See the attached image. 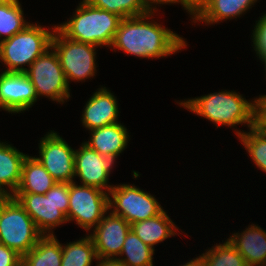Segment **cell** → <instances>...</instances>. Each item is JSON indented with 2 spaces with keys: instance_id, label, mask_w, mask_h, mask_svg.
<instances>
[{
  "instance_id": "2e32d148",
  "label": "cell",
  "mask_w": 266,
  "mask_h": 266,
  "mask_svg": "<svg viewBox=\"0 0 266 266\" xmlns=\"http://www.w3.org/2000/svg\"><path fill=\"white\" fill-rule=\"evenodd\" d=\"M255 2L257 0H204L191 15L195 22H205L209 25L240 17Z\"/></svg>"
},
{
  "instance_id": "3957f363",
  "label": "cell",
  "mask_w": 266,
  "mask_h": 266,
  "mask_svg": "<svg viewBox=\"0 0 266 266\" xmlns=\"http://www.w3.org/2000/svg\"><path fill=\"white\" fill-rule=\"evenodd\" d=\"M178 103L212 121L216 127L239 124H247L249 129L254 127V101H247L240 93L225 90Z\"/></svg>"
},
{
  "instance_id": "9a60e30c",
  "label": "cell",
  "mask_w": 266,
  "mask_h": 266,
  "mask_svg": "<svg viewBox=\"0 0 266 266\" xmlns=\"http://www.w3.org/2000/svg\"><path fill=\"white\" fill-rule=\"evenodd\" d=\"M116 97L106 89L99 88L85 105L82 114L83 126L89 131L101 128L106 125L119 123L118 120V103Z\"/></svg>"
},
{
  "instance_id": "484cf974",
  "label": "cell",
  "mask_w": 266,
  "mask_h": 266,
  "mask_svg": "<svg viewBox=\"0 0 266 266\" xmlns=\"http://www.w3.org/2000/svg\"><path fill=\"white\" fill-rule=\"evenodd\" d=\"M206 266H248L243 256L227 239L201 254Z\"/></svg>"
},
{
  "instance_id": "f546056e",
  "label": "cell",
  "mask_w": 266,
  "mask_h": 266,
  "mask_svg": "<svg viewBox=\"0 0 266 266\" xmlns=\"http://www.w3.org/2000/svg\"><path fill=\"white\" fill-rule=\"evenodd\" d=\"M254 127L266 131V95L254 99Z\"/></svg>"
},
{
  "instance_id": "7402d4cb",
  "label": "cell",
  "mask_w": 266,
  "mask_h": 266,
  "mask_svg": "<svg viewBox=\"0 0 266 266\" xmlns=\"http://www.w3.org/2000/svg\"><path fill=\"white\" fill-rule=\"evenodd\" d=\"M62 244L54 235H42L22 257V266H61Z\"/></svg>"
},
{
  "instance_id": "4fadbf2b",
  "label": "cell",
  "mask_w": 266,
  "mask_h": 266,
  "mask_svg": "<svg viewBox=\"0 0 266 266\" xmlns=\"http://www.w3.org/2000/svg\"><path fill=\"white\" fill-rule=\"evenodd\" d=\"M131 229V224L123 217L110 212L89 234L93 240L98 259L117 258L120 255L125 237Z\"/></svg>"
},
{
  "instance_id": "83f0119b",
  "label": "cell",
  "mask_w": 266,
  "mask_h": 266,
  "mask_svg": "<svg viewBox=\"0 0 266 266\" xmlns=\"http://www.w3.org/2000/svg\"><path fill=\"white\" fill-rule=\"evenodd\" d=\"M90 5L115 13L122 18L140 16L148 11L140 4L139 0H85Z\"/></svg>"
},
{
  "instance_id": "f1b7e54d",
  "label": "cell",
  "mask_w": 266,
  "mask_h": 266,
  "mask_svg": "<svg viewBox=\"0 0 266 266\" xmlns=\"http://www.w3.org/2000/svg\"><path fill=\"white\" fill-rule=\"evenodd\" d=\"M252 42L257 56L266 54V13L256 21Z\"/></svg>"
},
{
  "instance_id": "30bf717a",
  "label": "cell",
  "mask_w": 266,
  "mask_h": 266,
  "mask_svg": "<svg viewBox=\"0 0 266 266\" xmlns=\"http://www.w3.org/2000/svg\"><path fill=\"white\" fill-rule=\"evenodd\" d=\"M109 210L123 217L128 223L153 218L164 209L156 198L134 185L120 184L109 192Z\"/></svg>"
},
{
  "instance_id": "ffe728a7",
  "label": "cell",
  "mask_w": 266,
  "mask_h": 266,
  "mask_svg": "<svg viewBox=\"0 0 266 266\" xmlns=\"http://www.w3.org/2000/svg\"><path fill=\"white\" fill-rule=\"evenodd\" d=\"M57 181L34 156L25 158L22 165L20 184L15 193L45 194Z\"/></svg>"
},
{
  "instance_id": "277c9868",
  "label": "cell",
  "mask_w": 266,
  "mask_h": 266,
  "mask_svg": "<svg viewBox=\"0 0 266 266\" xmlns=\"http://www.w3.org/2000/svg\"><path fill=\"white\" fill-rule=\"evenodd\" d=\"M12 197L29 214L42 235H54L53 228L68 222L69 183L57 182L45 194L14 193Z\"/></svg>"
},
{
  "instance_id": "7c38bea8",
  "label": "cell",
  "mask_w": 266,
  "mask_h": 266,
  "mask_svg": "<svg viewBox=\"0 0 266 266\" xmlns=\"http://www.w3.org/2000/svg\"><path fill=\"white\" fill-rule=\"evenodd\" d=\"M81 145L75 150V176L80 178L82 185L105 189L109 193L113 187L108 185L109 174L117 156H101L85 143Z\"/></svg>"
},
{
  "instance_id": "6da1fadb",
  "label": "cell",
  "mask_w": 266,
  "mask_h": 266,
  "mask_svg": "<svg viewBox=\"0 0 266 266\" xmlns=\"http://www.w3.org/2000/svg\"><path fill=\"white\" fill-rule=\"evenodd\" d=\"M152 14L154 12L123 18L111 47L148 59L167 57L184 49L187 46L186 41L170 29L150 21Z\"/></svg>"
},
{
  "instance_id": "52a82bcc",
  "label": "cell",
  "mask_w": 266,
  "mask_h": 266,
  "mask_svg": "<svg viewBox=\"0 0 266 266\" xmlns=\"http://www.w3.org/2000/svg\"><path fill=\"white\" fill-rule=\"evenodd\" d=\"M51 47L59 58L68 85L69 80L78 82L95 76V50L99 46L70 40L55 28Z\"/></svg>"
},
{
  "instance_id": "ac0fdd59",
  "label": "cell",
  "mask_w": 266,
  "mask_h": 266,
  "mask_svg": "<svg viewBox=\"0 0 266 266\" xmlns=\"http://www.w3.org/2000/svg\"><path fill=\"white\" fill-rule=\"evenodd\" d=\"M129 135L121 123H114L91 130L90 141L84 143L101 156H119L127 147Z\"/></svg>"
},
{
  "instance_id": "8d00e7d4",
  "label": "cell",
  "mask_w": 266,
  "mask_h": 266,
  "mask_svg": "<svg viewBox=\"0 0 266 266\" xmlns=\"http://www.w3.org/2000/svg\"><path fill=\"white\" fill-rule=\"evenodd\" d=\"M8 1H10V0H0V4L6 3Z\"/></svg>"
},
{
  "instance_id": "44dd1931",
  "label": "cell",
  "mask_w": 266,
  "mask_h": 266,
  "mask_svg": "<svg viewBox=\"0 0 266 266\" xmlns=\"http://www.w3.org/2000/svg\"><path fill=\"white\" fill-rule=\"evenodd\" d=\"M131 229L146 245L154 249L155 244L176 235L178 227L163 210L153 218L131 224Z\"/></svg>"
},
{
  "instance_id": "7a4b0ae2",
  "label": "cell",
  "mask_w": 266,
  "mask_h": 266,
  "mask_svg": "<svg viewBox=\"0 0 266 266\" xmlns=\"http://www.w3.org/2000/svg\"><path fill=\"white\" fill-rule=\"evenodd\" d=\"M75 11L70 20L57 25L56 28L70 40L111 47L123 18L107 10L96 8L85 0L79 3Z\"/></svg>"
},
{
  "instance_id": "603a6c76",
  "label": "cell",
  "mask_w": 266,
  "mask_h": 266,
  "mask_svg": "<svg viewBox=\"0 0 266 266\" xmlns=\"http://www.w3.org/2000/svg\"><path fill=\"white\" fill-rule=\"evenodd\" d=\"M154 250L146 245L136 234L130 229L127 233L122 251L119 256L126 255L124 258H116L123 262L126 266H153Z\"/></svg>"
},
{
  "instance_id": "4dcf8cb0",
  "label": "cell",
  "mask_w": 266,
  "mask_h": 266,
  "mask_svg": "<svg viewBox=\"0 0 266 266\" xmlns=\"http://www.w3.org/2000/svg\"><path fill=\"white\" fill-rule=\"evenodd\" d=\"M0 266H22V256L6 245L0 244Z\"/></svg>"
},
{
  "instance_id": "1f68e13d",
  "label": "cell",
  "mask_w": 266,
  "mask_h": 266,
  "mask_svg": "<svg viewBox=\"0 0 266 266\" xmlns=\"http://www.w3.org/2000/svg\"><path fill=\"white\" fill-rule=\"evenodd\" d=\"M139 2L148 12H155L157 4H172L176 3V0H139ZM153 4L156 5L154 6Z\"/></svg>"
},
{
  "instance_id": "ba28073f",
  "label": "cell",
  "mask_w": 266,
  "mask_h": 266,
  "mask_svg": "<svg viewBox=\"0 0 266 266\" xmlns=\"http://www.w3.org/2000/svg\"><path fill=\"white\" fill-rule=\"evenodd\" d=\"M25 74L34 86L37 97L44 95L62 104L70 98L69 85L52 47L35 59Z\"/></svg>"
},
{
  "instance_id": "9c48e42d",
  "label": "cell",
  "mask_w": 266,
  "mask_h": 266,
  "mask_svg": "<svg viewBox=\"0 0 266 266\" xmlns=\"http://www.w3.org/2000/svg\"><path fill=\"white\" fill-rule=\"evenodd\" d=\"M109 209V193L104 190L69 183L67 221L75 220L85 231L96 227Z\"/></svg>"
},
{
  "instance_id": "8992f818",
  "label": "cell",
  "mask_w": 266,
  "mask_h": 266,
  "mask_svg": "<svg viewBox=\"0 0 266 266\" xmlns=\"http://www.w3.org/2000/svg\"><path fill=\"white\" fill-rule=\"evenodd\" d=\"M42 234L25 209L12 196L0 200V244L22 257L38 242Z\"/></svg>"
},
{
  "instance_id": "e0dca14e",
  "label": "cell",
  "mask_w": 266,
  "mask_h": 266,
  "mask_svg": "<svg viewBox=\"0 0 266 266\" xmlns=\"http://www.w3.org/2000/svg\"><path fill=\"white\" fill-rule=\"evenodd\" d=\"M228 240L243 256L248 266L266 264V231L260 226L251 224L242 233L233 234Z\"/></svg>"
},
{
  "instance_id": "d6a6232c",
  "label": "cell",
  "mask_w": 266,
  "mask_h": 266,
  "mask_svg": "<svg viewBox=\"0 0 266 266\" xmlns=\"http://www.w3.org/2000/svg\"><path fill=\"white\" fill-rule=\"evenodd\" d=\"M204 0H176L190 15L201 5Z\"/></svg>"
},
{
  "instance_id": "8fae6325",
  "label": "cell",
  "mask_w": 266,
  "mask_h": 266,
  "mask_svg": "<svg viewBox=\"0 0 266 266\" xmlns=\"http://www.w3.org/2000/svg\"><path fill=\"white\" fill-rule=\"evenodd\" d=\"M41 139L39 157L36 158L57 182H73L75 150L54 131Z\"/></svg>"
},
{
  "instance_id": "cb8c5ba5",
  "label": "cell",
  "mask_w": 266,
  "mask_h": 266,
  "mask_svg": "<svg viewBox=\"0 0 266 266\" xmlns=\"http://www.w3.org/2000/svg\"><path fill=\"white\" fill-rule=\"evenodd\" d=\"M93 259L98 260V257L90 235L62 245L61 266H91Z\"/></svg>"
},
{
  "instance_id": "5bb4252c",
  "label": "cell",
  "mask_w": 266,
  "mask_h": 266,
  "mask_svg": "<svg viewBox=\"0 0 266 266\" xmlns=\"http://www.w3.org/2000/svg\"><path fill=\"white\" fill-rule=\"evenodd\" d=\"M37 99L35 88L25 73L1 72L0 108L19 113L28 110Z\"/></svg>"
},
{
  "instance_id": "5b68a950",
  "label": "cell",
  "mask_w": 266,
  "mask_h": 266,
  "mask_svg": "<svg viewBox=\"0 0 266 266\" xmlns=\"http://www.w3.org/2000/svg\"><path fill=\"white\" fill-rule=\"evenodd\" d=\"M39 24H29L23 31L11 38L0 41V62L8 68L4 72L25 73L32 62L51 47L54 33ZM46 29V30H45Z\"/></svg>"
},
{
  "instance_id": "d6986e66",
  "label": "cell",
  "mask_w": 266,
  "mask_h": 266,
  "mask_svg": "<svg viewBox=\"0 0 266 266\" xmlns=\"http://www.w3.org/2000/svg\"><path fill=\"white\" fill-rule=\"evenodd\" d=\"M26 157L27 154H23L12 145L0 142V193L3 196H12L17 190ZM4 186H7L8 188H5L9 191Z\"/></svg>"
},
{
  "instance_id": "d590c367",
  "label": "cell",
  "mask_w": 266,
  "mask_h": 266,
  "mask_svg": "<svg viewBox=\"0 0 266 266\" xmlns=\"http://www.w3.org/2000/svg\"><path fill=\"white\" fill-rule=\"evenodd\" d=\"M258 58H260V60L262 61V62H264V64H265V70H266V54H264V55H262V56H260V57H258Z\"/></svg>"
},
{
  "instance_id": "836d02e7",
  "label": "cell",
  "mask_w": 266,
  "mask_h": 266,
  "mask_svg": "<svg viewBox=\"0 0 266 266\" xmlns=\"http://www.w3.org/2000/svg\"><path fill=\"white\" fill-rule=\"evenodd\" d=\"M100 260V261H99ZM97 266H126L123 262L116 258L111 259H98Z\"/></svg>"
},
{
  "instance_id": "d4e9b609",
  "label": "cell",
  "mask_w": 266,
  "mask_h": 266,
  "mask_svg": "<svg viewBox=\"0 0 266 266\" xmlns=\"http://www.w3.org/2000/svg\"><path fill=\"white\" fill-rule=\"evenodd\" d=\"M23 10L18 0L0 4V41L7 40L23 31L30 23L24 20Z\"/></svg>"
},
{
  "instance_id": "e575fe53",
  "label": "cell",
  "mask_w": 266,
  "mask_h": 266,
  "mask_svg": "<svg viewBox=\"0 0 266 266\" xmlns=\"http://www.w3.org/2000/svg\"><path fill=\"white\" fill-rule=\"evenodd\" d=\"M180 266H206L204 263V260L202 256L200 255L198 258H193V260H190L189 262L180 265Z\"/></svg>"
},
{
  "instance_id": "4316f807",
  "label": "cell",
  "mask_w": 266,
  "mask_h": 266,
  "mask_svg": "<svg viewBox=\"0 0 266 266\" xmlns=\"http://www.w3.org/2000/svg\"><path fill=\"white\" fill-rule=\"evenodd\" d=\"M249 132L237 130L236 134L259 169L266 172V131L252 127Z\"/></svg>"
}]
</instances>
